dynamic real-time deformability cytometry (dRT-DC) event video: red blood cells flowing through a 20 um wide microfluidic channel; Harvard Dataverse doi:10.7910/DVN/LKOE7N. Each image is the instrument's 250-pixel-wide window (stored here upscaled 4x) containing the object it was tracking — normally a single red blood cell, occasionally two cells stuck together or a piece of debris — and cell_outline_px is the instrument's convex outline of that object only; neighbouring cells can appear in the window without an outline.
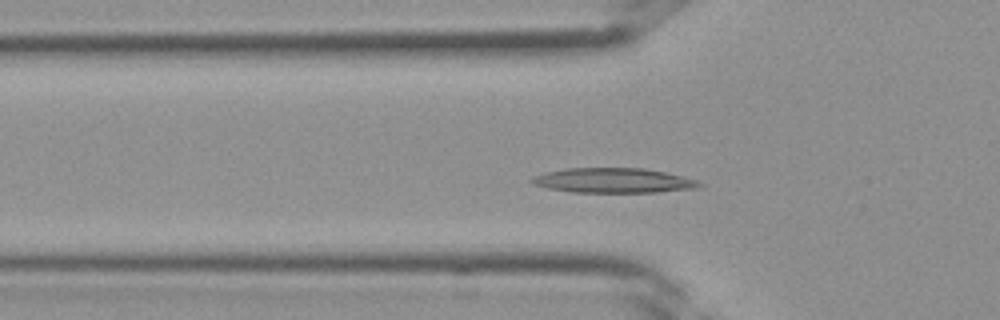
{"species": "Egyptian fruit bat (a non-hibernating species)", "species_latin": "Rousettus aegyptiacus", "temperature_condition": "room temperature", "stored_images_in_passage": 34, "camera_frame_rate_fps": 3000, "um_per_image_px": 0.085, "frame": {"image": 1, "passage_image": 9, "time_ms": 2.667, "image_size_px": [1000, 320], "cell_outline_px": [[704, 184], [696, 188], [656, 192], [572, 192], [548, 188], [532, 184], [528, 180], [532, 176], [544, 172], [564, 168], [644, 168], [664, 172], [696, 180]], "centroid_in_image_um": [52.05, 15.33], "position_along_channel_um": 73.7, "area_um2": 24.22}}
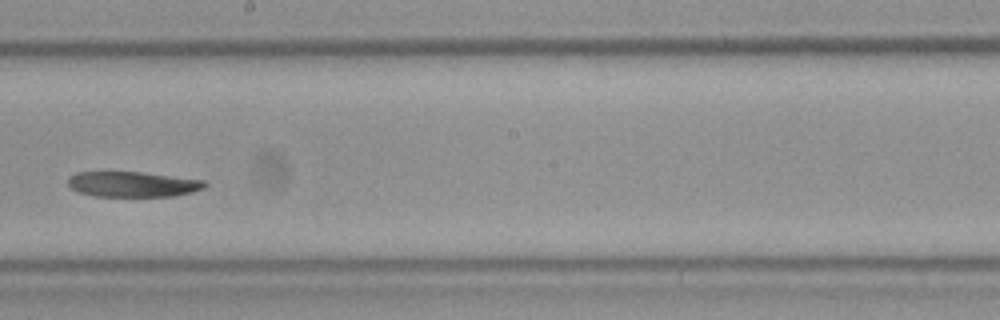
{"frame": {"image": 2, "passage_image": 18, "time_ms": 5.667, "image_size_px": [1000, 320], "cell_outline_px": [[208, 184], [204, 188], [192, 192], [172, 196], [96, 196], [80, 192], [72, 188], [68, 184], [68, 176], [76, 172], [140, 172], [208, 180]], "centroid_in_image_um": [11.32, 15.65], "position_along_channel_um": 236.9, "area_um2": 20.23}}
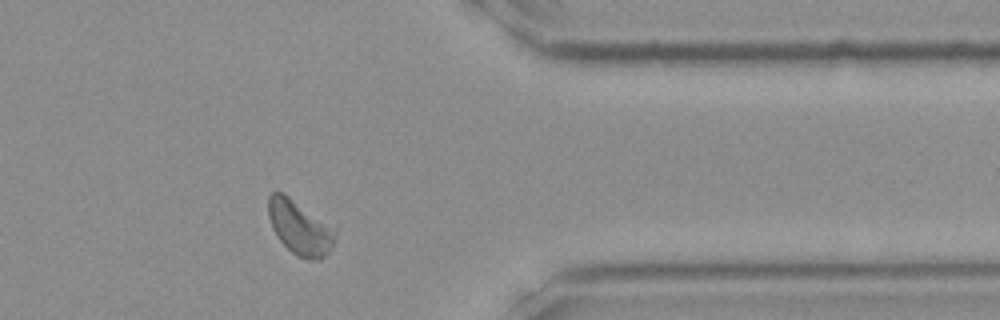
{"frame": {"image": 3, "passage_image": 27, "time_ms": 8.667, "image_size_px": [1000, 320], "cell_outline_px": [[336, 240], [332, 248], [320, 260], [308, 260], [296, 256], [276, 236], [272, 228], [268, 216], [268, 196], [272, 192], [284, 192], [336, 228]], "centroid_in_image_um": [25.5, 19.34], "position_along_channel_um": 385.9, "area_um2": 21.5}}